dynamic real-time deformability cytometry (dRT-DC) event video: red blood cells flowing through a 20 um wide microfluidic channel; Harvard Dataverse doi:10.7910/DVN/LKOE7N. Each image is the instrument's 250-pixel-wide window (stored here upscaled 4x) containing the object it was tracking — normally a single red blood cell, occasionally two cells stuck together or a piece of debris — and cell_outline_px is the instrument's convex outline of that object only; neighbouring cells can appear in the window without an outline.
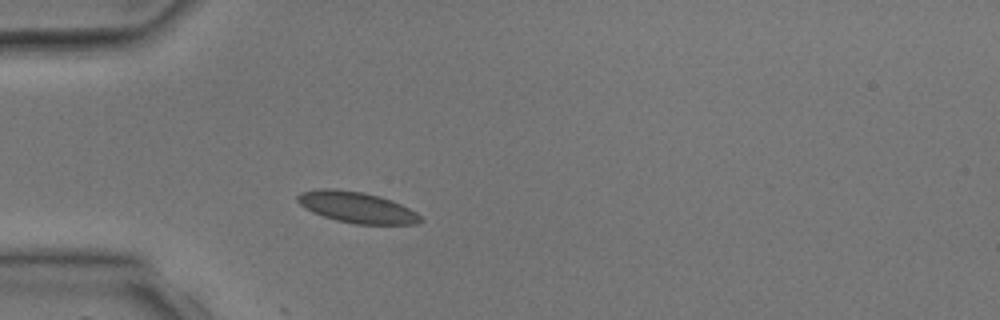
{"species": "common noctule bat (a hibernating species)", "species_latin": "Nyctalus noctula", "temperature_condition": "room temperature", "stored_images_in_passage": 3, "camera_frame_rate_fps": 3000, "um_per_image_px": 0.085, "animal": {"sex": "male", "body_mass_g": 17.9, "forearm_length_mm": 54.2}, "frame": {"image": 1, "passage_image": 3, "time_ms": 3.333, "image_size_px": [1000, 320], "cell_outline_px": [[424, 220], [416, 224], [356, 224], [336, 220], [312, 212], [304, 208], [296, 200], [296, 196], [300, 192], [320, 188], [332, 188], [364, 192], [380, 196], [392, 200], [416, 212]], "centroid_in_image_um": [30.3, 17.61], "position_along_channel_um": 54.7, "area_um2": 22.31}}